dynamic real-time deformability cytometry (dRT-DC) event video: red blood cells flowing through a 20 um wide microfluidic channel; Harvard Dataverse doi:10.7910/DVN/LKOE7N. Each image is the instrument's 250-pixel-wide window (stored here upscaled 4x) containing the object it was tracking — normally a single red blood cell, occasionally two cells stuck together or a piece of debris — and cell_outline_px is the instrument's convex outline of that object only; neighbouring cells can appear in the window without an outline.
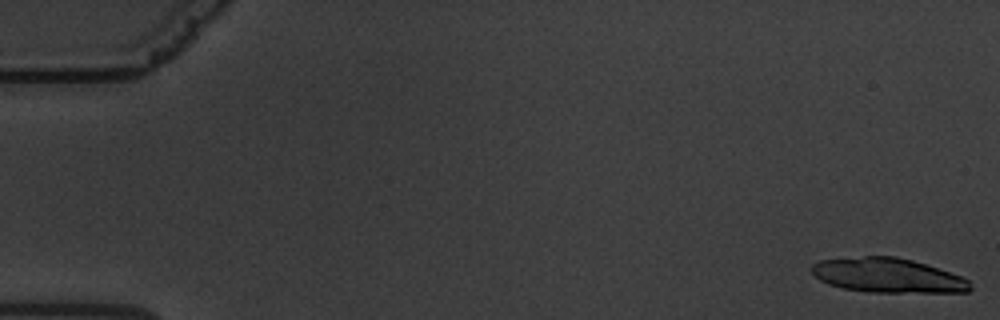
{"species": "common noctule bat (a hibernating species)", "species_latin": "Nyctalus noctula", "temperature_condition": "warm", "stored_images_in_passage": 41, "camera_frame_rate_fps": 3000, "um_per_image_px": 0.085, "animal": {"sex": "male", "body_mass_g": 19.5, "forearm_length_mm": 54.6}, "frame": {"image": 1, "passage_image": 1, "time_ms": 0.0, "image_size_px": [1000, 320], "cell_outline_px": [[972, 288], [968, 292], [868, 292], [840, 288], [828, 284], [820, 280], [812, 272], [812, 264], [820, 260], [864, 256], [896, 256], [912, 260], [960, 276], [968, 280]], "centroid_in_image_um": [75.42, 23.41], "position_along_channel_um": 9.6, "area_um2": 31.67}}
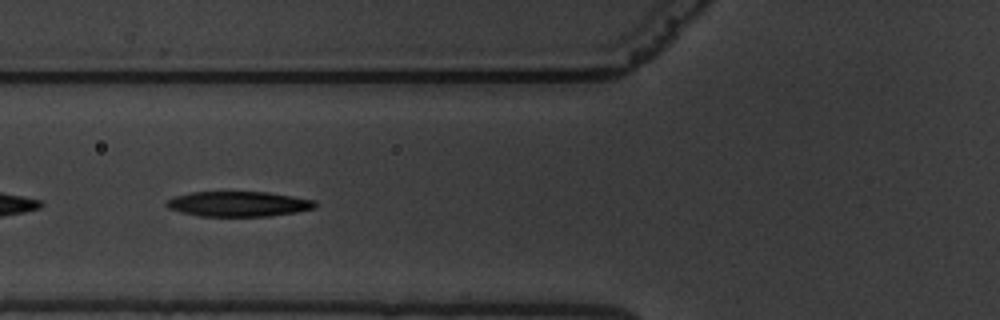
{"frame": {"image": 2, "passage_image": 24, "time_ms": 7.667, "image_size_px": [1000, 320], "cell_outline_px": [[316, 208], [296, 212], [268, 216], [200, 216], [180, 212], [168, 208], [164, 204], [168, 200], [176, 196], [192, 192], [268, 192], [316, 200]], "centroid_in_image_um": [20.28, 17.34], "position_along_channel_um": 105.5, "area_um2": 21.73}}
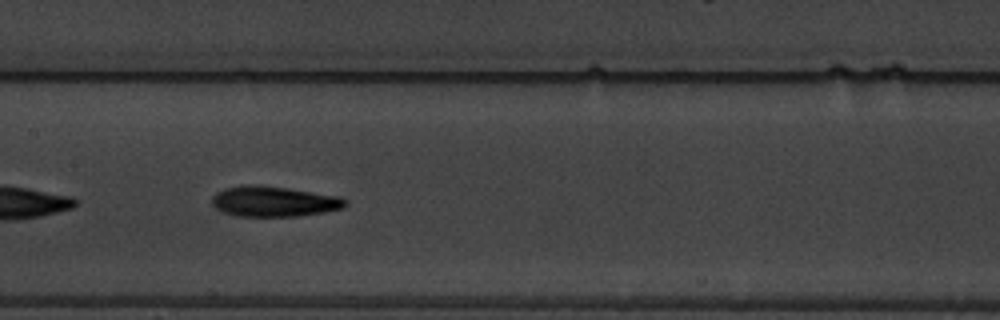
{"frame": {"image": 3, "passage_image": 31, "time_ms": 10.0, "image_size_px": [1000, 320], "cell_outline_px": [[348, 204], [344, 208], [324, 212], [296, 216], [236, 216], [220, 212], [212, 204], [212, 196], [216, 192], [224, 188], [240, 184], [260, 184], [288, 188], [340, 196], [348, 200]], "centroid_in_image_um": [23.26, 17.11], "position_along_channel_um": 184.1, "area_um2": 24.1}}